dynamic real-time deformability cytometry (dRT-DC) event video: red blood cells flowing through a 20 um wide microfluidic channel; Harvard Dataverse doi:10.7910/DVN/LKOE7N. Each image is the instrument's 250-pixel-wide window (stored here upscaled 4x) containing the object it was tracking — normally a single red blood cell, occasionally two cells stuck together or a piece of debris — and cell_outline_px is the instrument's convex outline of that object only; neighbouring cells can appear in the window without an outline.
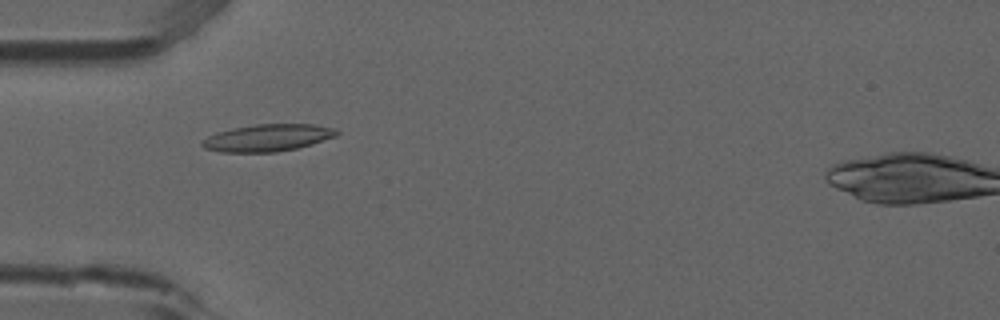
{"species": "common noctule bat (a hibernating species)", "species_latin": "Nyctalus noctula", "temperature_condition": "room temperature", "stored_images_in_passage": 3, "camera_frame_rate_fps": 3000, "um_per_image_px": 0.085, "animal": {"sex": "male", "forearm_length_mm": 52.5}, "frame": {"image": 1, "passage_image": 2, "time_ms": 0.333, "image_size_px": [1000, 320], "cell_outline_px": [[340, 132], [336, 136], [312, 144], [296, 148], [276, 152], [220, 152], [204, 148], [200, 144], [200, 140], [216, 132], [256, 124], [312, 124], [336, 128]], "centroid_in_image_um": [22.74, 11.71], "position_along_channel_um": 62.3, "area_um2": 21.27}}
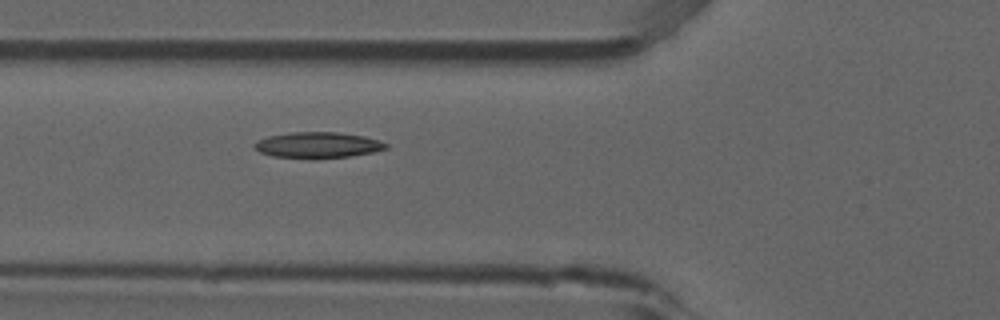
{"frame": {"image": 2, "passage_image": 3, "time_ms": 0.667, "image_size_px": [1000, 320], "cell_outline_px": [[388, 148], [372, 152], [352, 156], [312, 160], [308, 160], [272, 156], [260, 152], [252, 144], [256, 140], [268, 136], [292, 132], [336, 132], [364, 136], [380, 140], [388, 144]], "centroid_in_image_um": [26.99, 12.35], "position_along_channel_um": 98.8, "area_um2": 20.35}}